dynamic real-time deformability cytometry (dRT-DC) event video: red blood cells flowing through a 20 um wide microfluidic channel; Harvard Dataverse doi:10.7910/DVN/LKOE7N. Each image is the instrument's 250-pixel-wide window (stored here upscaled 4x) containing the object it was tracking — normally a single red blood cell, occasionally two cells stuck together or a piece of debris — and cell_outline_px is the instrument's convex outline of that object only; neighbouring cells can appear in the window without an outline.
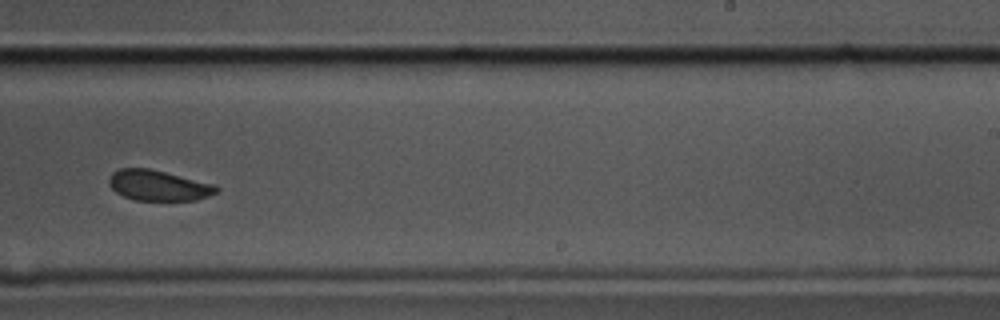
{"species": "common noctule bat (a hibernating species)", "species_latin": "Nyctalus noctula", "temperature_condition": "cold", "stored_images_in_passage": 9, "camera_frame_rate_fps": 3000, "um_per_image_px": 0.085, "animal": {"sex": "male", "body_mass_g": 17.5, "forearm_length_mm": 52.3}, "frame": {"image": 1, "passage_image": 9, "time_ms": 2.667, "image_size_px": [1000, 320], "cell_outline_px": [[220, 192], [196, 200], [136, 200], [124, 196], [116, 192], [108, 184], [108, 180], [112, 172], [120, 168], [148, 168], [216, 184], [220, 188]], "centroid_in_image_um": [13.5, 15.76], "position_along_channel_um": 275.5, "area_um2": 19.19}}